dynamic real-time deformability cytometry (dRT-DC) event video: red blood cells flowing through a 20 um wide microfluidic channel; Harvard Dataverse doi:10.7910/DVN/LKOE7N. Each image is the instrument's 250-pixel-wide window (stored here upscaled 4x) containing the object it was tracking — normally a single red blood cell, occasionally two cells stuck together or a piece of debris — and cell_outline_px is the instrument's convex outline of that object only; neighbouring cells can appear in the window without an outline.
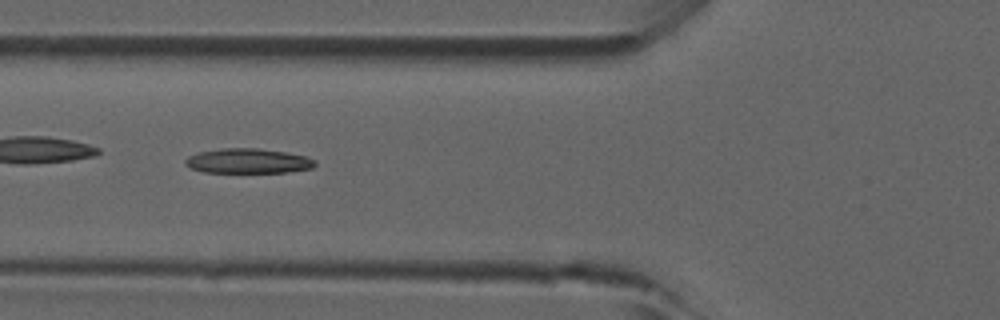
{"species": "common noctule bat (a hibernating species)", "species_latin": "Nyctalus noctula", "temperature_condition": "room temperature", "stored_images_in_passage": 42, "camera_frame_rate_fps": 3000, "um_per_image_px": 0.085, "animal": {"sex": "male", "forearm_length_mm": 52.5}, "frame": {"image": 1, "passage_image": 13, "time_ms": 4.0, "image_size_px": [1000, 320], "cell_outline_px": [[316, 164], [312, 168], [284, 172], [204, 172], [192, 168], [184, 164], [184, 160], [188, 156], [200, 152], [224, 148], [256, 148], [284, 152], [304, 156], [316, 160]], "centroid_in_image_um": [21.06, 13.68], "position_along_channel_um": 104.7, "area_um2": 18.5}}
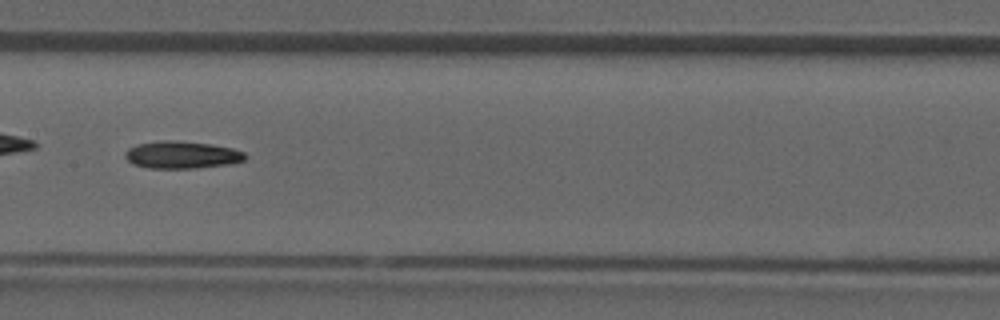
{"frame": {"image": 2, "passage_image": 19, "time_ms": 6.0, "image_size_px": [1000, 320], "cell_outline_px": [[248, 156], [244, 160], [228, 164], [196, 168], [148, 168], [132, 164], [124, 156], [124, 152], [128, 148], [136, 144], [164, 140], [172, 140], [208, 144], [232, 148], [244, 152]], "centroid_in_image_um": [15.42, 13.16], "position_along_channel_um": 192.0, "area_um2": 19.07}}